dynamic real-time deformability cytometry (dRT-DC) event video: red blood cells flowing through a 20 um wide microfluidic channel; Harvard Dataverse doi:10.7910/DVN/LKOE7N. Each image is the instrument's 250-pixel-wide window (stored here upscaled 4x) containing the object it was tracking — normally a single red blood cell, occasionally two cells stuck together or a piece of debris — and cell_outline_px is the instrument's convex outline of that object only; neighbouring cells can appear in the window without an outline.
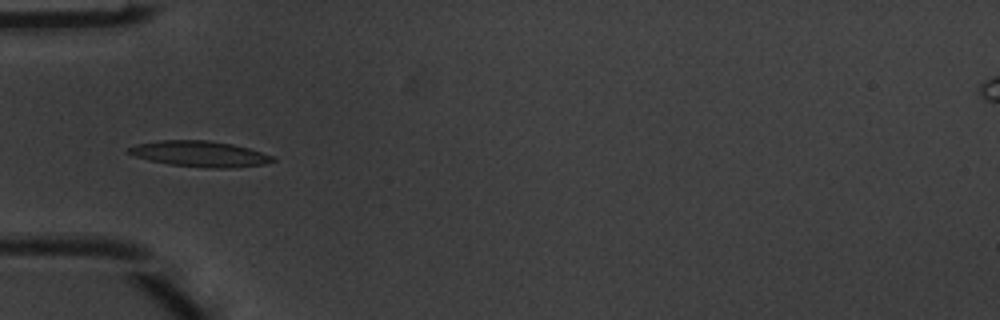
{"species": "common noctule bat (a hibernating species)", "species_latin": "Nyctalus noctula", "temperature_condition": "warm", "stored_images_in_passage": 5, "camera_frame_rate_fps": 3000, "um_per_image_px": 0.085, "animal": {"sex": "male", "body_mass_g": 20.1, "forearm_length_mm": 53.5}, "frame": {"image": 1, "passage_image": 5, "time_ms": 1.333, "image_size_px": [1000, 320], "cell_outline_px": [[276, 160], [264, 164], [232, 168], [208, 168], [172, 164], [148, 160], [136, 156], [128, 152], [128, 148], [136, 144], [160, 140], [208, 140], [232, 144], [248, 148], [272, 156]], "centroid_in_image_um": [16.98, 13.07], "position_along_channel_um": 68.0, "area_um2": 21.39}}